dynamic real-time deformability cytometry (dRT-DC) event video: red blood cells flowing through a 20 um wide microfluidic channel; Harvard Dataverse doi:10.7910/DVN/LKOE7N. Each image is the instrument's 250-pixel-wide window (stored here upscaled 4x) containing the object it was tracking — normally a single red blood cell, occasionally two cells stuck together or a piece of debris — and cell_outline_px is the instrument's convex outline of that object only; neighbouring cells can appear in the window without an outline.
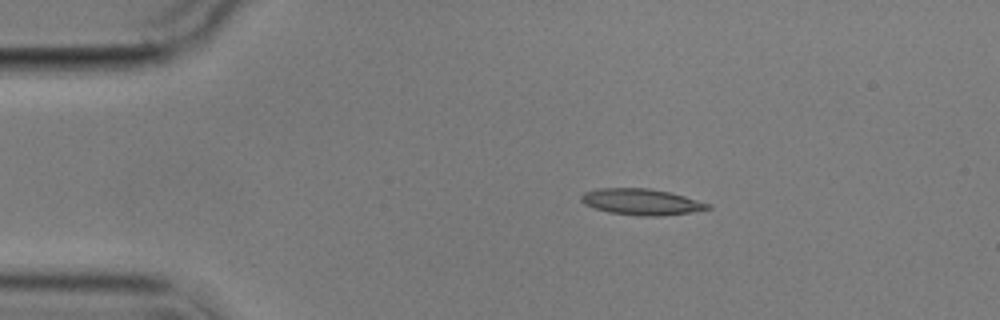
{"species": "common noctule bat (a hibernating species)", "species_latin": "Nyctalus noctula", "temperature_condition": "cold", "stored_images_in_passage": 2, "camera_frame_rate_fps": 3000, "um_per_image_px": 0.085, "animal": {"sex": "male", "body_mass_g": 17.9}, "frame": {"image": 1, "passage_image": 1, "time_ms": 0.0, "image_size_px": [1000, 320], "cell_outline_px": [[712, 208], [688, 212], [660, 216], [640, 216], [608, 212], [584, 204], [580, 200], [580, 196], [584, 192], [596, 188], [648, 188], [668, 192], [684, 196], [712, 204]], "centroid_in_image_um": [54.49, 17.15], "position_along_channel_um": 30.5, "area_um2": 19.25}}